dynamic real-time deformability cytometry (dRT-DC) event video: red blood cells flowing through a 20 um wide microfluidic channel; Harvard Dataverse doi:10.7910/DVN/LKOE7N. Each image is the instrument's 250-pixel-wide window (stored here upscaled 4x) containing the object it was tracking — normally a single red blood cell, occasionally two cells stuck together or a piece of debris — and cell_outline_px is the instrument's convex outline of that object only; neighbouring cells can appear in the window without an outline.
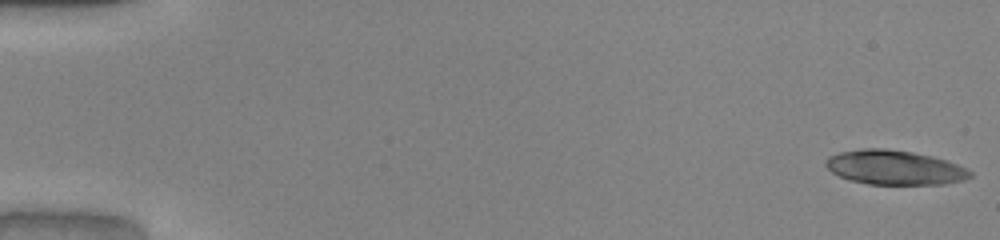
{"species": "common noctule bat (a hibernating species)", "species_latin": "Nyctalus noctula", "temperature_condition": "warm", "stored_images_in_passage": 27, "camera_frame_rate_fps": 3000, "um_per_image_px": 0.085, "animal": {"sex": "male", "body_mass_g": 20.0, "forearm_length_mm": 53.3}, "frame": {"image": 1, "passage_image": 1, "time_ms": 0.0, "image_size_px": [1000, 240], "cell_outline_px": [[972, 176], [964, 180], [944, 184], [868, 184], [852, 180], [840, 176], [832, 172], [824, 164], [828, 156], [840, 152], [864, 148], [884, 148], [912, 152], [932, 156], [956, 164], [972, 172]], "centroid_in_image_um": [76.02, 14.23], "position_along_channel_um": 9.0, "area_um2": 28.73}}
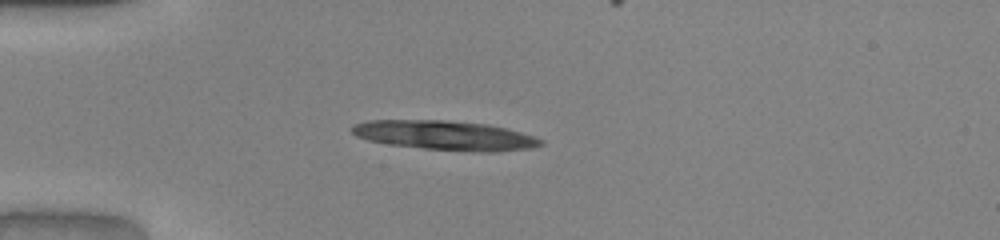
{"frame": {"image": 2, "passage_image": 14, "time_ms": 4.333, "image_size_px": [1000, 240], "cell_outline_px": [[544, 144], [532, 148], [496, 152], [480, 152], [424, 148], [388, 144], [368, 140], [356, 136], [352, 132], [352, 124], [368, 120], [444, 120], [484, 124], [504, 128], [536, 136], [544, 140]], "centroid_in_image_um": [37.84, 11.51], "position_along_channel_um": 47.2, "area_um2": 32.31}}